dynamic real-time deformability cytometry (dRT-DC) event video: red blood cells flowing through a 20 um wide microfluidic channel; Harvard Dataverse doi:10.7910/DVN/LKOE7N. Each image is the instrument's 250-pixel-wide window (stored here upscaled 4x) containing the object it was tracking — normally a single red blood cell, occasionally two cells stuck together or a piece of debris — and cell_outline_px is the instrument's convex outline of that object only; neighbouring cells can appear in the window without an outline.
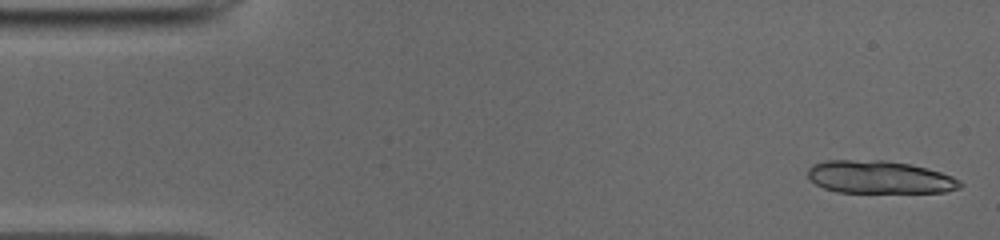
{"species": "common noctule bat (a hibernating species)", "species_latin": "Nyctalus noctula", "temperature_condition": "cold", "stored_images_in_passage": 49, "camera_frame_rate_fps": 3000, "um_per_image_px": 0.085, "animal": {"sex": "male", "body_mass_g": 19.0, "forearm_length_mm": 50.8}, "frame": {"image": 1, "passage_image": 1, "time_ms": 0.0, "image_size_px": [1000, 240], "cell_outline_px": [[964, 184], [960, 188], [944, 192], [836, 192], [824, 188], [816, 184], [808, 176], [808, 168], [812, 164], [828, 160], [884, 160], [908, 164], [940, 172], [952, 176], [960, 180]], "centroid_in_image_um": [74.75, 15.06], "position_along_channel_um": 10.2, "area_um2": 28.96}}
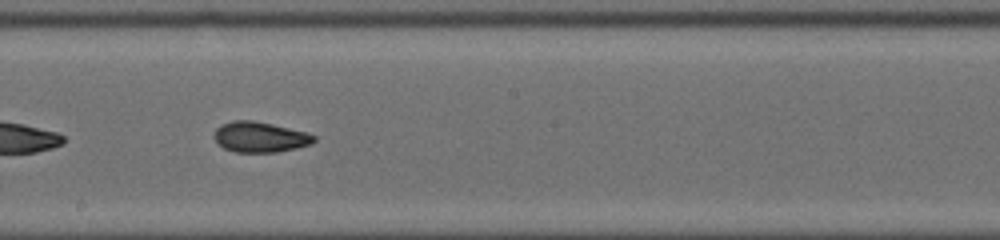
{"frame": {"image": 2, "passage_image": 27, "time_ms": 8.667, "image_size_px": [1000, 240], "cell_outline_px": [[316, 140], [312, 144], [296, 148], [276, 152], [236, 152], [224, 148], [212, 136], [216, 128], [232, 120], [252, 120], [272, 124], [304, 132], [316, 136]], "centroid_in_image_um": [22.09, 11.65], "position_along_channel_um": 226.1, "area_um2": 17.57}}
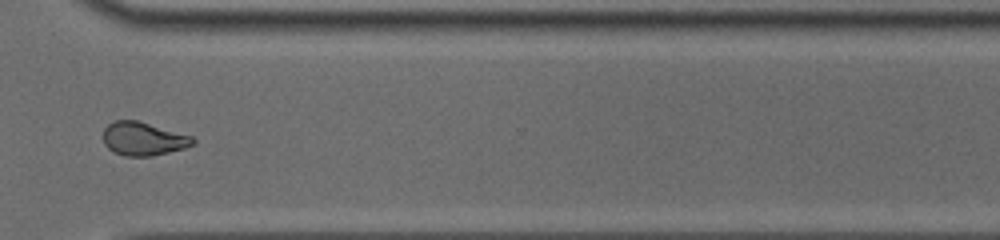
{"frame": {"image": 3, "passage_image": 37, "time_ms": 12.0, "image_size_px": [1000, 240], "cell_outline_px": [[196, 140], [192, 144], [184, 148], [152, 156], [124, 156], [108, 148], [104, 144], [104, 128], [108, 124], [116, 120], [136, 120], [192, 136]], "centroid_in_image_um": [12.17, 11.8], "position_along_channel_um": 358.4, "area_um2": 17.22}, "authors_computed_cell_mechanics": {"area_um2": 18.0914, "velocity_mm_per_s": 3.9461, "shape_relaxation_time_tau1_ms": null, "shape_relaxation_time_tau2_ms": 2.4828, "deformation_change_tau1": null, "deformation_change_tau2": 0.0698}}